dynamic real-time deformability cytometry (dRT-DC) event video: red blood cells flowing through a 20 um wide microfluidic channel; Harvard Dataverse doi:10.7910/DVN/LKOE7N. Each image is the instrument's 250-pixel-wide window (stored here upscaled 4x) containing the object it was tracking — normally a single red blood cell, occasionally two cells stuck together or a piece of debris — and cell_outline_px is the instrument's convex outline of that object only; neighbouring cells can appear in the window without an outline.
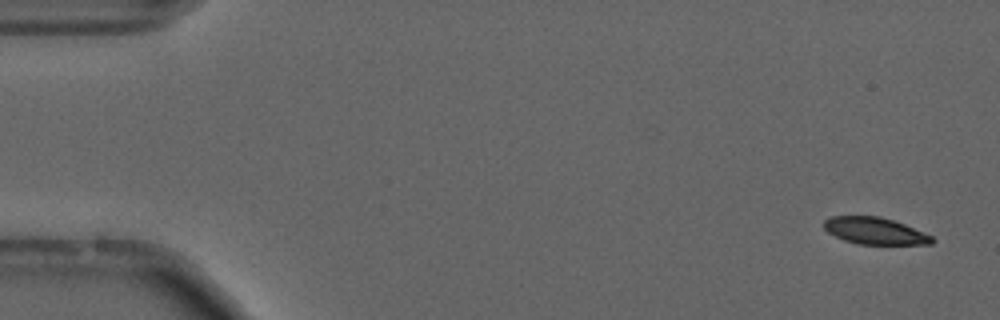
{"species": "common noctule bat (a hibernating species)", "species_latin": "Nyctalus noctula", "temperature_condition": "cold", "stored_images_in_passage": 56, "camera_frame_rate_fps": 3000, "um_per_image_px": 0.085, "animal": {"sex": "male", "forearm_length_mm": 52.5}, "frame": {"image": 1, "passage_image": 3, "time_ms": 0.667, "image_size_px": [1000, 320], "cell_outline_px": [[936, 240], [932, 244], [856, 244], [844, 240], [828, 232], [824, 228], [824, 220], [832, 216], [880, 216], [904, 224], [932, 236]], "centroid_in_image_um": [74.36, 19.63], "position_along_channel_um": 10.6, "area_um2": 16.82}}
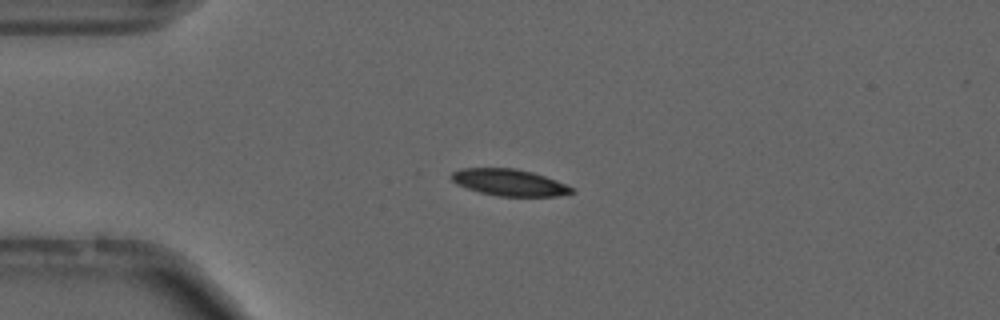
{"frame": {"image": 2, "passage_image": 14, "time_ms": 4.333, "image_size_px": [1000, 320], "cell_outline_px": [[576, 192], [556, 196], [496, 196], [480, 192], [456, 184], [448, 176], [452, 172], [460, 168], [516, 168], [532, 172], [556, 180], [572, 188]], "centroid_in_image_um": [43.24, 15.5], "position_along_channel_um": 41.8, "area_um2": 18.67}}
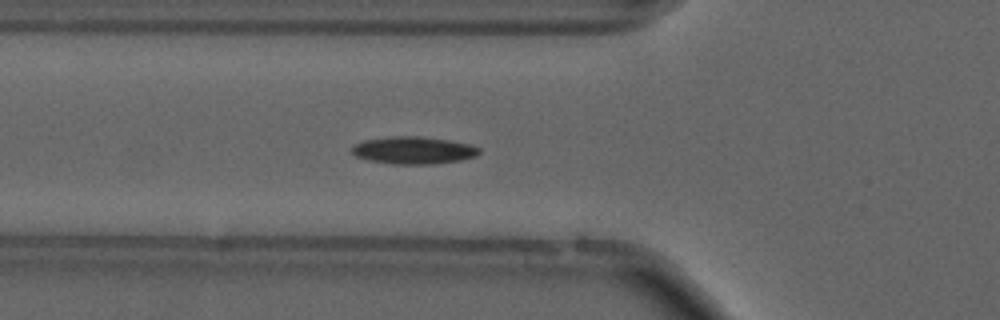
{"frame": {"image": 3, "passage_image": 20, "time_ms": 6.333, "image_size_px": [1000, 320], "cell_outline_px": [[480, 152], [476, 156], [460, 160], [432, 164], [392, 164], [368, 160], [356, 156], [352, 152], [352, 148], [356, 144], [364, 140], [392, 136], [420, 136], [448, 140], [472, 144], [480, 148]], "centroid_in_image_um": [35.17, 12.77], "position_along_channel_um": 90.6, "area_um2": 20.29}}